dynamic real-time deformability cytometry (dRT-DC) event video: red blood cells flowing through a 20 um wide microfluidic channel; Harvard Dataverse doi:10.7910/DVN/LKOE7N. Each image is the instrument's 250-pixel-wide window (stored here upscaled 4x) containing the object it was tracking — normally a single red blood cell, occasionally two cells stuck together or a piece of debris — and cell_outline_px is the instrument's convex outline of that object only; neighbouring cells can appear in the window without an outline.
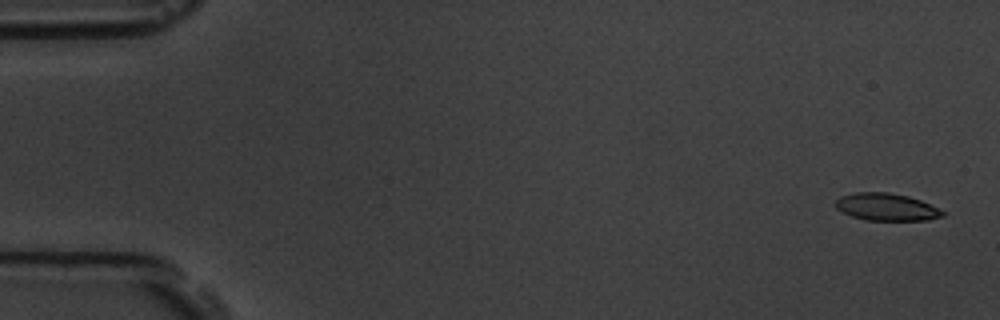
{"species": "common noctule bat (a hibernating species)", "species_latin": "Nyctalus noctula", "temperature_condition": "room temperature", "stored_images_in_passage": 57, "camera_frame_rate_fps": 3000, "um_per_image_px": 0.085, "animal": {"sex": "male", "body_mass_g": 19.5, "forearm_length_mm": 54.6}, "frame": {"image": 1, "passage_image": 2, "time_ms": 0.333, "image_size_px": [1000, 320], "cell_outline_px": [[944, 216], [928, 220], [864, 220], [852, 216], [836, 208], [836, 200], [840, 196], [856, 192], [888, 192], [908, 196], [920, 200], [944, 212]], "centroid_in_image_um": [75.33, 17.59], "position_along_channel_um": 9.7, "area_um2": 16.88}}
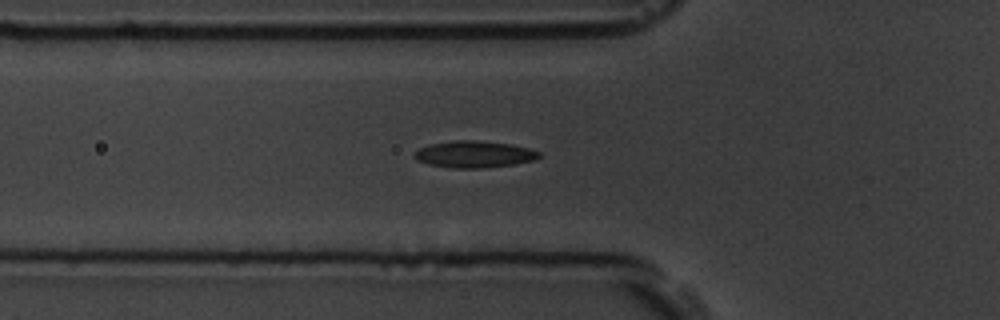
{"frame": {"image": 2, "passage_image": 20, "time_ms": 6.333, "image_size_px": [1000, 320], "cell_outline_px": [[540, 156], [536, 160], [512, 164], [480, 168], [452, 168], [428, 164], [416, 160], [412, 156], [420, 148], [428, 144], [456, 140], [476, 140], [508, 144], [528, 148], [540, 152]], "centroid_in_image_um": [40.27, 13.11], "position_along_channel_um": 85.5, "area_um2": 19.31}}
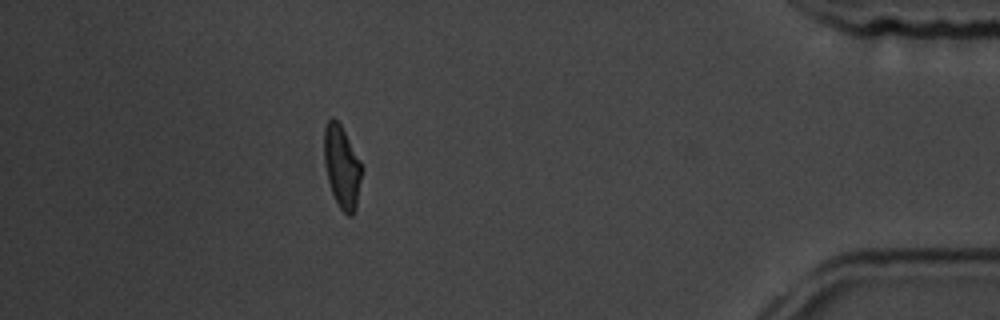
{"frame": {"image": 3, "passage_image": 51, "time_ms": 16.667, "image_size_px": [1000, 320], "cell_outline_px": [[360, 180], [356, 208], [352, 216], [348, 216], [340, 208], [332, 192], [328, 180], [324, 160], [324, 128], [328, 120], [332, 116], [340, 124], [360, 160]], "centroid_in_image_um": [29.04, 14.17], "position_along_channel_um": 406.2, "area_um2": 17.63}, "authors_computed_cell_mechanics": {"area_um2": 18.4382, "velocity_mm_per_s": 3.5825, "shape_relaxation_time_tau1_ms": 5.0412, "shape_relaxation_time_tau2_ms": 1.8497, "deformation_change_tau1": 0.1473, "deformation_change_tau2": 0.0853}}